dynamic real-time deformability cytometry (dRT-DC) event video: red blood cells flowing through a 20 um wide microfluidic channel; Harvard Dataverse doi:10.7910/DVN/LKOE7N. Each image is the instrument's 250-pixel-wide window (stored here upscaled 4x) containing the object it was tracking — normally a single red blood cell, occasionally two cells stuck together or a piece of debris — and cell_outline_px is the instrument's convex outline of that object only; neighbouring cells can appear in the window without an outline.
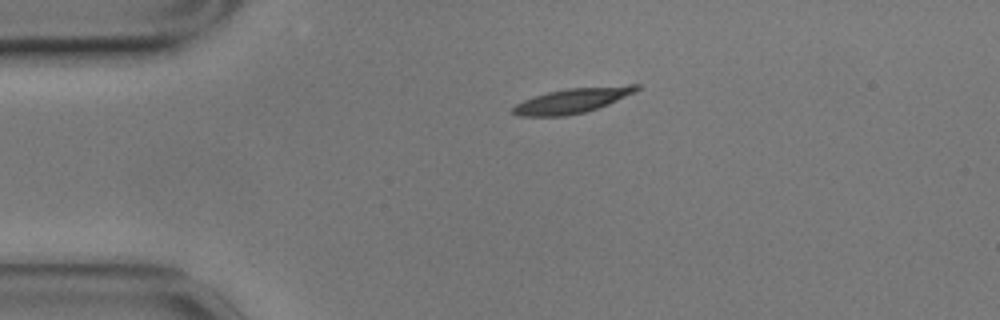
{"species": "common noctule bat (a hibernating species)", "species_latin": "Nyctalus noctula", "temperature_condition": "cold", "stored_images_in_passage": 47, "camera_frame_rate_fps": 3000, "um_per_image_px": 0.085, "animal": {"sex": "male", "body_mass_g": 17.9}, "frame": {"image": 1, "passage_image": 1, "time_ms": 0.0, "image_size_px": [1000, 320], "cell_outline_px": [[640, 88], [636, 92], [608, 104], [584, 112], [564, 116], [520, 116], [512, 112], [512, 108], [516, 104], [524, 100], [548, 92], [568, 88], [628, 84], [640, 84]], "centroid_in_image_um": [48.71, 8.53], "position_along_channel_um": 36.3, "area_um2": 17.92}}
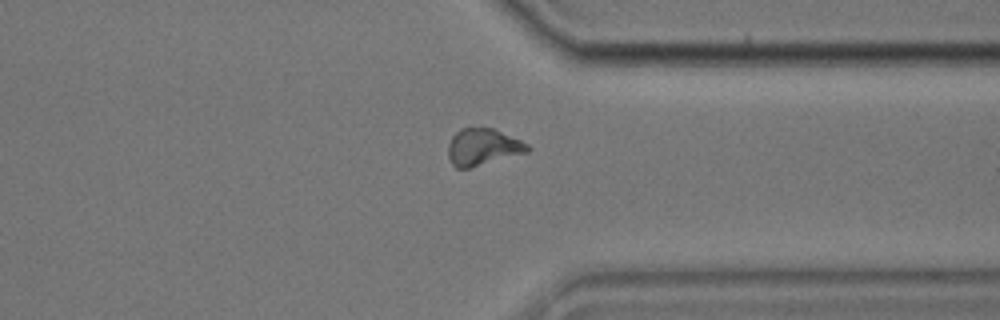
{"frame": {"image": 2, "passage_image": 33, "time_ms": 10.667, "image_size_px": [1000, 320], "cell_outline_px": [[532, 148], [528, 152], [468, 168], [456, 168], [452, 164], [448, 156], [448, 144], [452, 136], [460, 128], [492, 128], [520, 140], [528, 144]], "centroid_in_image_um": [41.03, 12.49], "position_along_channel_um": 370.4, "area_um2": 16.88}}
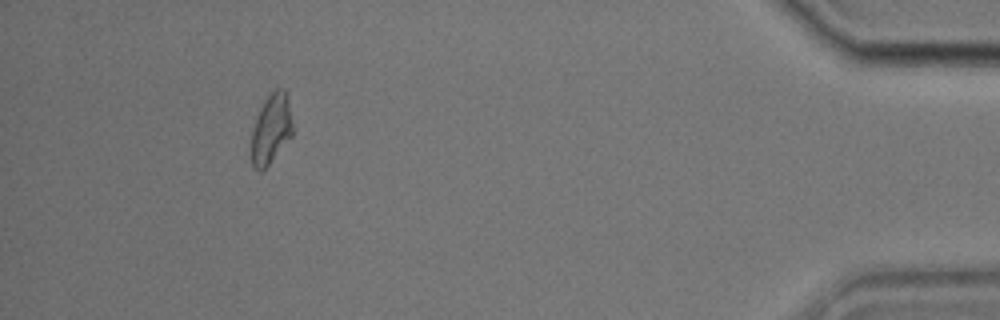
{"frame": {"image": 3, "passage_image": 42, "time_ms": 13.667, "image_size_px": [1000, 320], "cell_outline_px": [[292, 136], [268, 164], [260, 172], [252, 168], [252, 128], [260, 108], [264, 100], [276, 88], [284, 88], [288, 96], [292, 124]], "centroid_in_image_um": [23.04, 10.94], "position_along_channel_um": 412.2, "area_um2": 16.65}, "authors_computed_cell_mechanics": {"area_um2": 17.2822, "velocity_mm_per_s": 3.4775, "shape_relaxation_time_tau1_ms": 9.8538, "shape_relaxation_time_tau2_ms": null, "deformation_change_tau1": 0.1883, "deformation_change_tau2": null}}